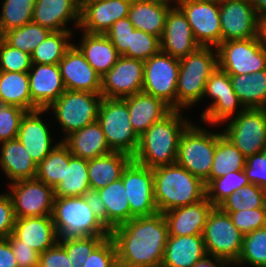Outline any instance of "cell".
<instances>
[{
	"instance_id": "cell-44",
	"label": "cell",
	"mask_w": 266,
	"mask_h": 267,
	"mask_svg": "<svg viewBox=\"0 0 266 267\" xmlns=\"http://www.w3.org/2000/svg\"><path fill=\"white\" fill-rule=\"evenodd\" d=\"M235 264L266 267V226L243 236L242 250Z\"/></svg>"
},
{
	"instance_id": "cell-29",
	"label": "cell",
	"mask_w": 266,
	"mask_h": 267,
	"mask_svg": "<svg viewBox=\"0 0 266 267\" xmlns=\"http://www.w3.org/2000/svg\"><path fill=\"white\" fill-rule=\"evenodd\" d=\"M205 256L202 235L168 236L161 267H193Z\"/></svg>"
},
{
	"instance_id": "cell-4",
	"label": "cell",
	"mask_w": 266,
	"mask_h": 267,
	"mask_svg": "<svg viewBox=\"0 0 266 267\" xmlns=\"http://www.w3.org/2000/svg\"><path fill=\"white\" fill-rule=\"evenodd\" d=\"M52 219L58 240L110 236L82 196L55 197Z\"/></svg>"
},
{
	"instance_id": "cell-21",
	"label": "cell",
	"mask_w": 266,
	"mask_h": 267,
	"mask_svg": "<svg viewBox=\"0 0 266 267\" xmlns=\"http://www.w3.org/2000/svg\"><path fill=\"white\" fill-rule=\"evenodd\" d=\"M59 67L66 90L101 94V76L88 64L75 44L67 49Z\"/></svg>"
},
{
	"instance_id": "cell-25",
	"label": "cell",
	"mask_w": 266,
	"mask_h": 267,
	"mask_svg": "<svg viewBox=\"0 0 266 267\" xmlns=\"http://www.w3.org/2000/svg\"><path fill=\"white\" fill-rule=\"evenodd\" d=\"M215 206L205 197L200 202L164 212L169 236L202 235Z\"/></svg>"
},
{
	"instance_id": "cell-49",
	"label": "cell",
	"mask_w": 266,
	"mask_h": 267,
	"mask_svg": "<svg viewBox=\"0 0 266 267\" xmlns=\"http://www.w3.org/2000/svg\"><path fill=\"white\" fill-rule=\"evenodd\" d=\"M27 111L13 105L0 104V143L15 139Z\"/></svg>"
},
{
	"instance_id": "cell-35",
	"label": "cell",
	"mask_w": 266,
	"mask_h": 267,
	"mask_svg": "<svg viewBox=\"0 0 266 267\" xmlns=\"http://www.w3.org/2000/svg\"><path fill=\"white\" fill-rule=\"evenodd\" d=\"M244 108L266 109V69L253 74L229 75Z\"/></svg>"
},
{
	"instance_id": "cell-18",
	"label": "cell",
	"mask_w": 266,
	"mask_h": 267,
	"mask_svg": "<svg viewBox=\"0 0 266 267\" xmlns=\"http://www.w3.org/2000/svg\"><path fill=\"white\" fill-rule=\"evenodd\" d=\"M222 42L256 38L260 17L250 0H227L219 4Z\"/></svg>"
},
{
	"instance_id": "cell-22",
	"label": "cell",
	"mask_w": 266,
	"mask_h": 267,
	"mask_svg": "<svg viewBox=\"0 0 266 267\" xmlns=\"http://www.w3.org/2000/svg\"><path fill=\"white\" fill-rule=\"evenodd\" d=\"M28 75L32 111L47 109L66 90L59 64H32Z\"/></svg>"
},
{
	"instance_id": "cell-33",
	"label": "cell",
	"mask_w": 266,
	"mask_h": 267,
	"mask_svg": "<svg viewBox=\"0 0 266 267\" xmlns=\"http://www.w3.org/2000/svg\"><path fill=\"white\" fill-rule=\"evenodd\" d=\"M133 158L122 152H111L107 155L88 160V177L91 190L104 188L121 178L124 168Z\"/></svg>"
},
{
	"instance_id": "cell-24",
	"label": "cell",
	"mask_w": 266,
	"mask_h": 267,
	"mask_svg": "<svg viewBox=\"0 0 266 267\" xmlns=\"http://www.w3.org/2000/svg\"><path fill=\"white\" fill-rule=\"evenodd\" d=\"M80 9L81 0H36L32 22L52 32L71 31L66 29L67 23L75 20L74 25L79 28Z\"/></svg>"
},
{
	"instance_id": "cell-19",
	"label": "cell",
	"mask_w": 266,
	"mask_h": 267,
	"mask_svg": "<svg viewBox=\"0 0 266 267\" xmlns=\"http://www.w3.org/2000/svg\"><path fill=\"white\" fill-rule=\"evenodd\" d=\"M132 0H81L79 28L105 34L121 18L128 17Z\"/></svg>"
},
{
	"instance_id": "cell-54",
	"label": "cell",
	"mask_w": 266,
	"mask_h": 267,
	"mask_svg": "<svg viewBox=\"0 0 266 267\" xmlns=\"http://www.w3.org/2000/svg\"><path fill=\"white\" fill-rule=\"evenodd\" d=\"M16 257L18 267H38L40 253L32 249L30 246L23 244L12 233L6 238Z\"/></svg>"
},
{
	"instance_id": "cell-58",
	"label": "cell",
	"mask_w": 266,
	"mask_h": 267,
	"mask_svg": "<svg viewBox=\"0 0 266 267\" xmlns=\"http://www.w3.org/2000/svg\"><path fill=\"white\" fill-rule=\"evenodd\" d=\"M0 267H18L9 241L0 239Z\"/></svg>"
},
{
	"instance_id": "cell-31",
	"label": "cell",
	"mask_w": 266,
	"mask_h": 267,
	"mask_svg": "<svg viewBox=\"0 0 266 267\" xmlns=\"http://www.w3.org/2000/svg\"><path fill=\"white\" fill-rule=\"evenodd\" d=\"M0 166L13 183L20 180L34 179L37 164L27 152L24 145L17 139L1 142Z\"/></svg>"
},
{
	"instance_id": "cell-56",
	"label": "cell",
	"mask_w": 266,
	"mask_h": 267,
	"mask_svg": "<svg viewBox=\"0 0 266 267\" xmlns=\"http://www.w3.org/2000/svg\"><path fill=\"white\" fill-rule=\"evenodd\" d=\"M15 219L9 194H0V239L7 238L13 232Z\"/></svg>"
},
{
	"instance_id": "cell-10",
	"label": "cell",
	"mask_w": 266,
	"mask_h": 267,
	"mask_svg": "<svg viewBox=\"0 0 266 267\" xmlns=\"http://www.w3.org/2000/svg\"><path fill=\"white\" fill-rule=\"evenodd\" d=\"M236 115V116H235ZM225 126L227 137L247 158L266 147V109L241 108Z\"/></svg>"
},
{
	"instance_id": "cell-38",
	"label": "cell",
	"mask_w": 266,
	"mask_h": 267,
	"mask_svg": "<svg viewBox=\"0 0 266 267\" xmlns=\"http://www.w3.org/2000/svg\"><path fill=\"white\" fill-rule=\"evenodd\" d=\"M246 157L223 135L217 133V144L209 177L204 181L205 186L212 180L234 171H241L245 167Z\"/></svg>"
},
{
	"instance_id": "cell-59",
	"label": "cell",
	"mask_w": 266,
	"mask_h": 267,
	"mask_svg": "<svg viewBox=\"0 0 266 267\" xmlns=\"http://www.w3.org/2000/svg\"><path fill=\"white\" fill-rule=\"evenodd\" d=\"M209 257V255L205 256L203 259L199 260L193 267H226V265H232L229 261L213 257V260H215V262L217 263L215 264V262L213 260L211 261Z\"/></svg>"
},
{
	"instance_id": "cell-46",
	"label": "cell",
	"mask_w": 266,
	"mask_h": 267,
	"mask_svg": "<svg viewBox=\"0 0 266 267\" xmlns=\"http://www.w3.org/2000/svg\"><path fill=\"white\" fill-rule=\"evenodd\" d=\"M160 51L161 42L159 37L135 29L133 33H130L129 49L123 56L146 61Z\"/></svg>"
},
{
	"instance_id": "cell-61",
	"label": "cell",
	"mask_w": 266,
	"mask_h": 267,
	"mask_svg": "<svg viewBox=\"0 0 266 267\" xmlns=\"http://www.w3.org/2000/svg\"><path fill=\"white\" fill-rule=\"evenodd\" d=\"M256 14L262 18L266 17V0H250Z\"/></svg>"
},
{
	"instance_id": "cell-40",
	"label": "cell",
	"mask_w": 266,
	"mask_h": 267,
	"mask_svg": "<svg viewBox=\"0 0 266 267\" xmlns=\"http://www.w3.org/2000/svg\"><path fill=\"white\" fill-rule=\"evenodd\" d=\"M51 32L40 24L31 21L20 28L5 32L1 37L9 45L31 55Z\"/></svg>"
},
{
	"instance_id": "cell-52",
	"label": "cell",
	"mask_w": 266,
	"mask_h": 267,
	"mask_svg": "<svg viewBox=\"0 0 266 267\" xmlns=\"http://www.w3.org/2000/svg\"><path fill=\"white\" fill-rule=\"evenodd\" d=\"M135 31V27L128 17L116 21L105 33L120 55L129 49L130 33Z\"/></svg>"
},
{
	"instance_id": "cell-34",
	"label": "cell",
	"mask_w": 266,
	"mask_h": 267,
	"mask_svg": "<svg viewBox=\"0 0 266 267\" xmlns=\"http://www.w3.org/2000/svg\"><path fill=\"white\" fill-rule=\"evenodd\" d=\"M88 190V160L73 156L65 145V176L54 188L55 197L82 196Z\"/></svg>"
},
{
	"instance_id": "cell-45",
	"label": "cell",
	"mask_w": 266,
	"mask_h": 267,
	"mask_svg": "<svg viewBox=\"0 0 266 267\" xmlns=\"http://www.w3.org/2000/svg\"><path fill=\"white\" fill-rule=\"evenodd\" d=\"M65 176V144L60 141L37 165L36 179L55 188Z\"/></svg>"
},
{
	"instance_id": "cell-5",
	"label": "cell",
	"mask_w": 266,
	"mask_h": 267,
	"mask_svg": "<svg viewBox=\"0 0 266 267\" xmlns=\"http://www.w3.org/2000/svg\"><path fill=\"white\" fill-rule=\"evenodd\" d=\"M217 68L218 53L215 47H199L195 52L180 59L176 109H187L202 100L207 80Z\"/></svg>"
},
{
	"instance_id": "cell-15",
	"label": "cell",
	"mask_w": 266,
	"mask_h": 267,
	"mask_svg": "<svg viewBox=\"0 0 266 267\" xmlns=\"http://www.w3.org/2000/svg\"><path fill=\"white\" fill-rule=\"evenodd\" d=\"M121 179L131 210V219L150 216L158 212L154 200L153 169L133 159L124 168Z\"/></svg>"
},
{
	"instance_id": "cell-2",
	"label": "cell",
	"mask_w": 266,
	"mask_h": 267,
	"mask_svg": "<svg viewBox=\"0 0 266 267\" xmlns=\"http://www.w3.org/2000/svg\"><path fill=\"white\" fill-rule=\"evenodd\" d=\"M181 111L173 109L139 137L134 161L151 169L176 163L181 134L190 124Z\"/></svg>"
},
{
	"instance_id": "cell-48",
	"label": "cell",
	"mask_w": 266,
	"mask_h": 267,
	"mask_svg": "<svg viewBox=\"0 0 266 267\" xmlns=\"http://www.w3.org/2000/svg\"><path fill=\"white\" fill-rule=\"evenodd\" d=\"M31 66L30 54L16 49L0 37V71L28 73Z\"/></svg>"
},
{
	"instance_id": "cell-51",
	"label": "cell",
	"mask_w": 266,
	"mask_h": 267,
	"mask_svg": "<svg viewBox=\"0 0 266 267\" xmlns=\"http://www.w3.org/2000/svg\"><path fill=\"white\" fill-rule=\"evenodd\" d=\"M81 267H118L117 252L113 239L110 236L107 237L86 258Z\"/></svg>"
},
{
	"instance_id": "cell-20",
	"label": "cell",
	"mask_w": 266,
	"mask_h": 267,
	"mask_svg": "<svg viewBox=\"0 0 266 267\" xmlns=\"http://www.w3.org/2000/svg\"><path fill=\"white\" fill-rule=\"evenodd\" d=\"M160 42L163 53L179 60L201 47L195 40L186 15L177 5H172L167 12L166 24Z\"/></svg>"
},
{
	"instance_id": "cell-47",
	"label": "cell",
	"mask_w": 266,
	"mask_h": 267,
	"mask_svg": "<svg viewBox=\"0 0 266 267\" xmlns=\"http://www.w3.org/2000/svg\"><path fill=\"white\" fill-rule=\"evenodd\" d=\"M109 236H91L82 239L58 240L66 250L71 267H81L86 258Z\"/></svg>"
},
{
	"instance_id": "cell-26",
	"label": "cell",
	"mask_w": 266,
	"mask_h": 267,
	"mask_svg": "<svg viewBox=\"0 0 266 267\" xmlns=\"http://www.w3.org/2000/svg\"><path fill=\"white\" fill-rule=\"evenodd\" d=\"M12 234L40 254L58 242L52 215L16 218Z\"/></svg>"
},
{
	"instance_id": "cell-41",
	"label": "cell",
	"mask_w": 266,
	"mask_h": 267,
	"mask_svg": "<svg viewBox=\"0 0 266 267\" xmlns=\"http://www.w3.org/2000/svg\"><path fill=\"white\" fill-rule=\"evenodd\" d=\"M218 207L225 213L266 208V191L250 183L238 191H234Z\"/></svg>"
},
{
	"instance_id": "cell-42",
	"label": "cell",
	"mask_w": 266,
	"mask_h": 267,
	"mask_svg": "<svg viewBox=\"0 0 266 267\" xmlns=\"http://www.w3.org/2000/svg\"><path fill=\"white\" fill-rule=\"evenodd\" d=\"M36 0H4L0 15V37L32 21Z\"/></svg>"
},
{
	"instance_id": "cell-57",
	"label": "cell",
	"mask_w": 266,
	"mask_h": 267,
	"mask_svg": "<svg viewBox=\"0 0 266 267\" xmlns=\"http://www.w3.org/2000/svg\"><path fill=\"white\" fill-rule=\"evenodd\" d=\"M83 199L90 206L93 214L107 228L106 207L97 190H88L82 195Z\"/></svg>"
},
{
	"instance_id": "cell-12",
	"label": "cell",
	"mask_w": 266,
	"mask_h": 267,
	"mask_svg": "<svg viewBox=\"0 0 266 267\" xmlns=\"http://www.w3.org/2000/svg\"><path fill=\"white\" fill-rule=\"evenodd\" d=\"M179 69V59L162 51L153 55L144 61L142 92L160 98L176 109Z\"/></svg>"
},
{
	"instance_id": "cell-53",
	"label": "cell",
	"mask_w": 266,
	"mask_h": 267,
	"mask_svg": "<svg viewBox=\"0 0 266 267\" xmlns=\"http://www.w3.org/2000/svg\"><path fill=\"white\" fill-rule=\"evenodd\" d=\"M243 171L251 184L266 191V156L263 152L248 156Z\"/></svg>"
},
{
	"instance_id": "cell-32",
	"label": "cell",
	"mask_w": 266,
	"mask_h": 267,
	"mask_svg": "<svg viewBox=\"0 0 266 267\" xmlns=\"http://www.w3.org/2000/svg\"><path fill=\"white\" fill-rule=\"evenodd\" d=\"M81 43V44H80ZM79 50L88 64L102 77L115 65L120 54L105 34L84 32Z\"/></svg>"
},
{
	"instance_id": "cell-50",
	"label": "cell",
	"mask_w": 266,
	"mask_h": 267,
	"mask_svg": "<svg viewBox=\"0 0 266 267\" xmlns=\"http://www.w3.org/2000/svg\"><path fill=\"white\" fill-rule=\"evenodd\" d=\"M227 214L243 235L266 226V208L240 210Z\"/></svg>"
},
{
	"instance_id": "cell-9",
	"label": "cell",
	"mask_w": 266,
	"mask_h": 267,
	"mask_svg": "<svg viewBox=\"0 0 266 267\" xmlns=\"http://www.w3.org/2000/svg\"><path fill=\"white\" fill-rule=\"evenodd\" d=\"M207 255L226 260L232 265L238 260L243 244V234L232 223L229 214L219 207L210 212L203 231Z\"/></svg>"
},
{
	"instance_id": "cell-43",
	"label": "cell",
	"mask_w": 266,
	"mask_h": 267,
	"mask_svg": "<svg viewBox=\"0 0 266 267\" xmlns=\"http://www.w3.org/2000/svg\"><path fill=\"white\" fill-rule=\"evenodd\" d=\"M248 177L243 170L227 173L226 175L212 179L206 186V198L218 207L234 191L249 185Z\"/></svg>"
},
{
	"instance_id": "cell-37",
	"label": "cell",
	"mask_w": 266,
	"mask_h": 267,
	"mask_svg": "<svg viewBox=\"0 0 266 267\" xmlns=\"http://www.w3.org/2000/svg\"><path fill=\"white\" fill-rule=\"evenodd\" d=\"M0 104L32 111L28 73L0 71Z\"/></svg>"
},
{
	"instance_id": "cell-8",
	"label": "cell",
	"mask_w": 266,
	"mask_h": 267,
	"mask_svg": "<svg viewBox=\"0 0 266 267\" xmlns=\"http://www.w3.org/2000/svg\"><path fill=\"white\" fill-rule=\"evenodd\" d=\"M102 100L101 94L65 90L46 110L52 109L66 137L71 132L97 121Z\"/></svg>"
},
{
	"instance_id": "cell-13",
	"label": "cell",
	"mask_w": 266,
	"mask_h": 267,
	"mask_svg": "<svg viewBox=\"0 0 266 267\" xmlns=\"http://www.w3.org/2000/svg\"><path fill=\"white\" fill-rule=\"evenodd\" d=\"M8 192L15 218L50 216L55 199L54 188L38 179H26L9 183Z\"/></svg>"
},
{
	"instance_id": "cell-17",
	"label": "cell",
	"mask_w": 266,
	"mask_h": 267,
	"mask_svg": "<svg viewBox=\"0 0 266 267\" xmlns=\"http://www.w3.org/2000/svg\"><path fill=\"white\" fill-rule=\"evenodd\" d=\"M205 96L214 99L213 103L201 113L202 121L210 125L222 124L233 117L238 107L244 108L232 88L229 74L219 67L207 80L203 97Z\"/></svg>"
},
{
	"instance_id": "cell-39",
	"label": "cell",
	"mask_w": 266,
	"mask_h": 267,
	"mask_svg": "<svg viewBox=\"0 0 266 267\" xmlns=\"http://www.w3.org/2000/svg\"><path fill=\"white\" fill-rule=\"evenodd\" d=\"M72 31L51 32L31 54L32 64H59L70 43Z\"/></svg>"
},
{
	"instance_id": "cell-63",
	"label": "cell",
	"mask_w": 266,
	"mask_h": 267,
	"mask_svg": "<svg viewBox=\"0 0 266 267\" xmlns=\"http://www.w3.org/2000/svg\"><path fill=\"white\" fill-rule=\"evenodd\" d=\"M264 153V155L266 156V147L263 149L262 151Z\"/></svg>"
},
{
	"instance_id": "cell-30",
	"label": "cell",
	"mask_w": 266,
	"mask_h": 267,
	"mask_svg": "<svg viewBox=\"0 0 266 267\" xmlns=\"http://www.w3.org/2000/svg\"><path fill=\"white\" fill-rule=\"evenodd\" d=\"M62 142L73 156L87 160L113 152L98 121L71 132Z\"/></svg>"
},
{
	"instance_id": "cell-1",
	"label": "cell",
	"mask_w": 266,
	"mask_h": 267,
	"mask_svg": "<svg viewBox=\"0 0 266 267\" xmlns=\"http://www.w3.org/2000/svg\"><path fill=\"white\" fill-rule=\"evenodd\" d=\"M169 236L165 216L157 212L113 228L118 267H161Z\"/></svg>"
},
{
	"instance_id": "cell-36",
	"label": "cell",
	"mask_w": 266,
	"mask_h": 267,
	"mask_svg": "<svg viewBox=\"0 0 266 267\" xmlns=\"http://www.w3.org/2000/svg\"><path fill=\"white\" fill-rule=\"evenodd\" d=\"M97 191L106 207L109 231L131 220L130 205L121 178Z\"/></svg>"
},
{
	"instance_id": "cell-11",
	"label": "cell",
	"mask_w": 266,
	"mask_h": 267,
	"mask_svg": "<svg viewBox=\"0 0 266 267\" xmlns=\"http://www.w3.org/2000/svg\"><path fill=\"white\" fill-rule=\"evenodd\" d=\"M216 49L218 67L229 75L253 74L266 69V51L258 37L223 41Z\"/></svg>"
},
{
	"instance_id": "cell-55",
	"label": "cell",
	"mask_w": 266,
	"mask_h": 267,
	"mask_svg": "<svg viewBox=\"0 0 266 267\" xmlns=\"http://www.w3.org/2000/svg\"><path fill=\"white\" fill-rule=\"evenodd\" d=\"M64 247L57 242L54 246L46 249L40 254L38 267H71Z\"/></svg>"
},
{
	"instance_id": "cell-28",
	"label": "cell",
	"mask_w": 266,
	"mask_h": 267,
	"mask_svg": "<svg viewBox=\"0 0 266 267\" xmlns=\"http://www.w3.org/2000/svg\"><path fill=\"white\" fill-rule=\"evenodd\" d=\"M173 0H133L128 18L137 30L161 39L166 24L167 12Z\"/></svg>"
},
{
	"instance_id": "cell-60",
	"label": "cell",
	"mask_w": 266,
	"mask_h": 267,
	"mask_svg": "<svg viewBox=\"0 0 266 267\" xmlns=\"http://www.w3.org/2000/svg\"><path fill=\"white\" fill-rule=\"evenodd\" d=\"M261 47L266 51V17L259 20L258 36Z\"/></svg>"
},
{
	"instance_id": "cell-6",
	"label": "cell",
	"mask_w": 266,
	"mask_h": 267,
	"mask_svg": "<svg viewBox=\"0 0 266 267\" xmlns=\"http://www.w3.org/2000/svg\"><path fill=\"white\" fill-rule=\"evenodd\" d=\"M97 121L113 152L134 156L139 146L140 136L130 123L129 109L123 99L103 97Z\"/></svg>"
},
{
	"instance_id": "cell-7",
	"label": "cell",
	"mask_w": 266,
	"mask_h": 267,
	"mask_svg": "<svg viewBox=\"0 0 266 267\" xmlns=\"http://www.w3.org/2000/svg\"><path fill=\"white\" fill-rule=\"evenodd\" d=\"M216 144V133L190 123L181 134L176 163L204 182L212 169Z\"/></svg>"
},
{
	"instance_id": "cell-27",
	"label": "cell",
	"mask_w": 266,
	"mask_h": 267,
	"mask_svg": "<svg viewBox=\"0 0 266 267\" xmlns=\"http://www.w3.org/2000/svg\"><path fill=\"white\" fill-rule=\"evenodd\" d=\"M123 100L129 109L130 123L139 136L173 110L164 100L144 92L128 96Z\"/></svg>"
},
{
	"instance_id": "cell-16",
	"label": "cell",
	"mask_w": 266,
	"mask_h": 267,
	"mask_svg": "<svg viewBox=\"0 0 266 267\" xmlns=\"http://www.w3.org/2000/svg\"><path fill=\"white\" fill-rule=\"evenodd\" d=\"M144 61L120 55L115 65L101 77L104 98L123 99L143 89Z\"/></svg>"
},
{
	"instance_id": "cell-3",
	"label": "cell",
	"mask_w": 266,
	"mask_h": 267,
	"mask_svg": "<svg viewBox=\"0 0 266 267\" xmlns=\"http://www.w3.org/2000/svg\"><path fill=\"white\" fill-rule=\"evenodd\" d=\"M158 212L195 204L206 197L204 182L177 163L153 169Z\"/></svg>"
},
{
	"instance_id": "cell-23",
	"label": "cell",
	"mask_w": 266,
	"mask_h": 267,
	"mask_svg": "<svg viewBox=\"0 0 266 267\" xmlns=\"http://www.w3.org/2000/svg\"><path fill=\"white\" fill-rule=\"evenodd\" d=\"M46 109L27 111L18 130L17 139L24 145L34 162L38 165L57 144L52 146L51 134L47 123L41 119Z\"/></svg>"
},
{
	"instance_id": "cell-14",
	"label": "cell",
	"mask_w": 266,
	"mask_h": 267,
	"mask_svg": "<svg viewBox=\"0 0 266 267\" xmlns=\"http://www.w3.org/2000/svg\"><path fill=\"white\" fill-rule=\"evenodd\" d=\"M192 28L201 47H217L222 42L219 4L204 0H174Z\"/></svg>"
},
{
	"instance_id": "cell-62",
	"label": "cell",
	"mask_w": 266,
	"mask_h": 267,
	"mask_svg": "<svg viewBox=\"0 0 266 267\" xmlns=\"http://www.w3.org/2000/svg\"><path fill=\"white\" fill-rule=\"evenodd\" d=\"M204 1H212V2L220 4V3L227 1V0H204Z\"/></svg>"
}]
</instances>
